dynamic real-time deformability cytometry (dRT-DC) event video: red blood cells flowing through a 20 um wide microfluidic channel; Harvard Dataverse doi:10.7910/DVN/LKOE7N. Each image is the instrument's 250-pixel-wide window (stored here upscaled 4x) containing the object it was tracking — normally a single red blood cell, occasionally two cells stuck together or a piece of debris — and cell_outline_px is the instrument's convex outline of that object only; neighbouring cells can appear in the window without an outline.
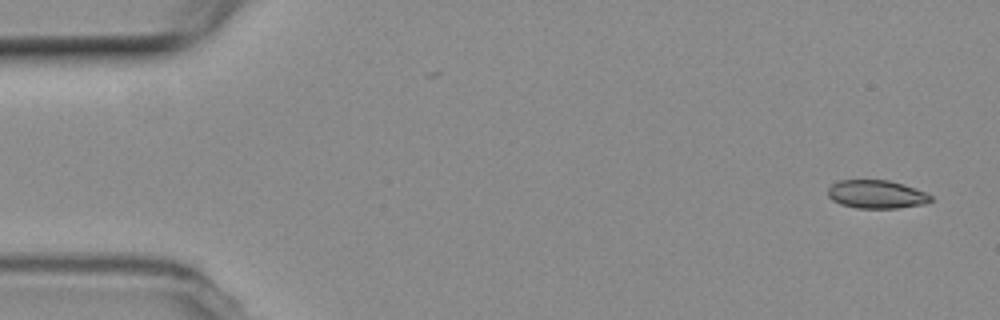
{"species": "common noctule bat (a hibernating species)", "species_latin": "Nyctalus noctula", "temperature_condition": "room temperature", "stored_images_in_passage": 5, "camera_frame_rate_fps": 3000, "um_per_image_px": 0.085, "animal": {"sex": "female", "body_mass_g": 19.3, "forearm_length_mm": 54.1}, "frame": {"image": 1, "passage_image": 1, "time_ms": 0.0, "image_size_px": [1000, 320], "cell_outline_px": [[932, 200], [924, 204], [900, 208], [856, 208], [840, 204], [832, 200], [828, 196], [828, 188], [832, 184], [840, 180], [888, 180], [904, 184], [916, 188], [932, 196]], "centroid_in_image_um": [74.5, 16.52], "position_along_channel_um": 10.5, "area_um2": 17.05}}
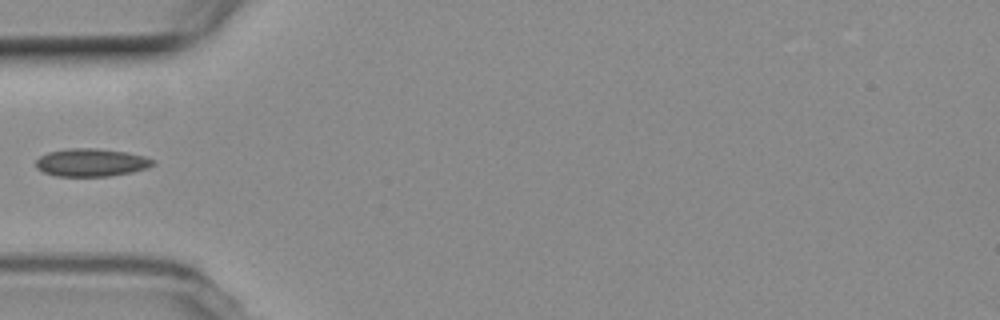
{"frame": {"image": 2, "passage_image": 4, "time_ms": 5.333, "image_size_px": [1000, 320], "cell_outline_px": [[156, 164], [148, 168], [132, 172], [108, 176], [56, 176], [44, 172], [36, 168], [36, 160], [40, 156], [48, 152], [68, 148], [96, 148], [128, 152], [144, 156], [152, 160]], "centroid_in_image_um": [7.76, 13.81], "position_along_channel_um": 77.2, "area_um2": 19.07}}
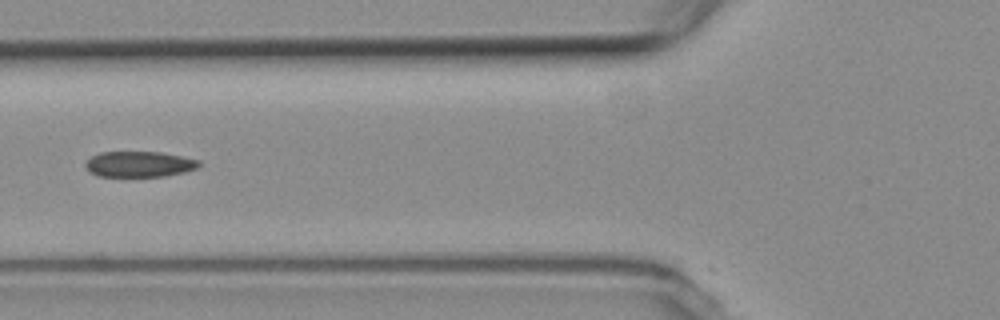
{"frame": {"image": 3, "passage_image": 5, "time_ms": 6.333, "image_size_px": [1000, 320], "cell_outline_px": [[200, 164], [196, 168], [184, 172], [164, 176], [96, 176], [88, 172], [84, 164], [92, 156], [100, 152], [160, 152], [200, 160]], "centroid_in_image_um": [11.8, 13.95], "position_along_channel_um": 114.0, "area_um2": 16.94}}